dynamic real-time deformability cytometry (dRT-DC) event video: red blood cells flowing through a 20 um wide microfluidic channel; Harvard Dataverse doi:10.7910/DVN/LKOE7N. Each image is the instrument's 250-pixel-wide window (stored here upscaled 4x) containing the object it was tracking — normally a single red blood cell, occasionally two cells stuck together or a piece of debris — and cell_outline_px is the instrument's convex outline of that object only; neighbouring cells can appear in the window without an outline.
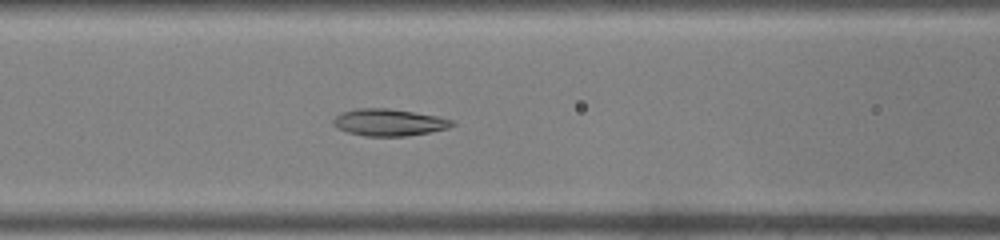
{"species": "common noctule bat (a hibernating species)", "species_latin": "Nyctalus noctula", "temperature_condition": "warm", "stored_images_in_passage": 27, "camera_frame_rate_fps": 3000, "um_per_image_px": 0.085, "animal": {"sex": "male", "body_mass_g": 19.0, "forearm_length_mm": 50.8}, "frame": {"image": 1, "passage_image": 9, "time_ms": 2.667, "image_size_px": [1000, 240], "cell_outline_px": [[456, 124], [448, 128], [408, 136], [364, 136], [348, 132], [336, 128], [332, 124], [332, 120], [340, 112], [356, 108], [388, 108], [436, 116], [452, 120]], "centroid_in_image_um": [33.0, 10.4], "position_along_channel_um": 133.6, "area_um2": 18.67}}
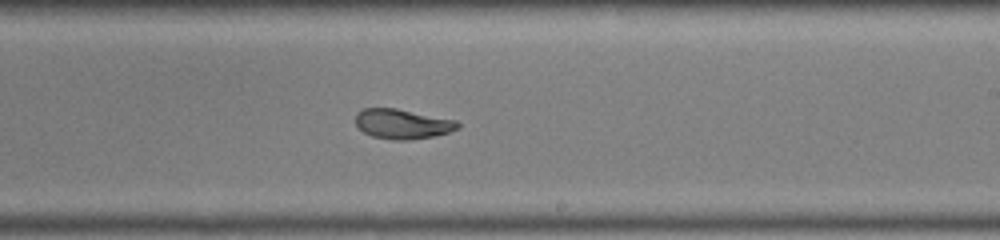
{"frame": {"image": 2, "passage_image": 17, "time_ms": 5.333, "image_size_px": [1000, 240], "cell_outline_px": [[460, 128], [448, 132], [432, 136], [408, 140], [396, 140], [372, 136], [364, 132], [356, 124], [356, 112], [364, 108], [396, 108], [456, 120], [460, 124]], "centroid_in_image_um": [34.2, 10.52], "position_along_channel_um": 254.8, "area_um2": 17.63}}
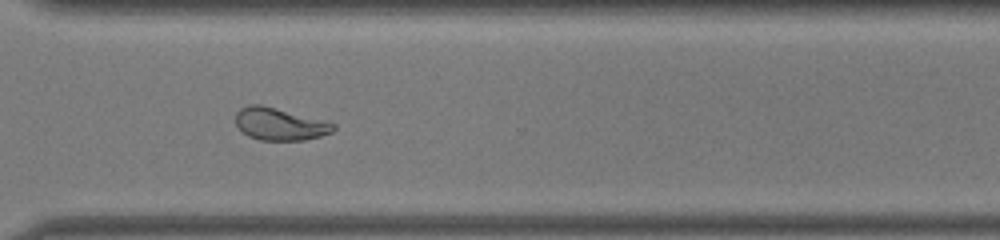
{"frame": {"image": 3, "passage_image": 23, "time_ms": 7.333, "image_size_px": [1000, 240], "cell_outline_px": [[336, 128], [332, 132], [320, 136], [304, 140], [260, 140], [248, 136], [236, 124], [236, 112], [240, 108], [248, 104], [260, 104], [336, 124]], "centroid_in_image_um": [23.75, 10.55], "position_along_channel_um": 346.8, "area_um2": 18.15}}